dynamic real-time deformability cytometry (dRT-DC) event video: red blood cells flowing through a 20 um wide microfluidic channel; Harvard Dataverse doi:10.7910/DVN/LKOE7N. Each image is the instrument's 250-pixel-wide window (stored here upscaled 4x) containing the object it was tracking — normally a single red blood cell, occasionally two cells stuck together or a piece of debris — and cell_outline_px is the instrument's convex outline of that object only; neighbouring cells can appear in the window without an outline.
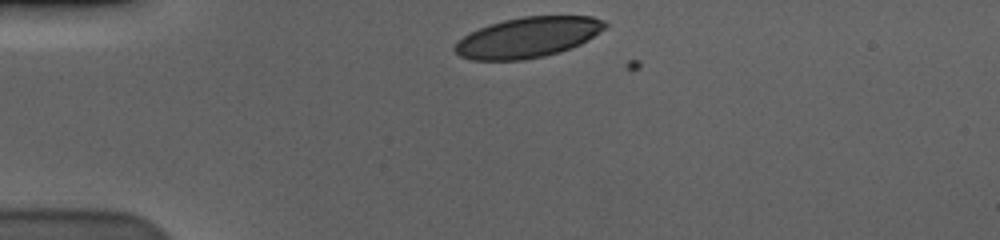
{"species": "human", "species_latin": "Homo sapiens", "temperature_condition": "cold", "stored_images_in_passage": 35, "camera_frame_rate_fps": 3000, "um_per_image_px": 0.085, "donor": {"sex": "male"}, "frame": {"image": 1, "passage_image": 1, "time_ms": 0.0, "image_size_px": [1000, 240], "cell_outline_px": [[608, 24], [600, 32], [588, 40], [580, 44], [544, 56], [524, 60], [472, 60], [460, 56], [452, 48], [468, 32], [488, 24], [504, 20], [524, 16], [592, 16], [604, 20]], "centroid_in_image_um": [44.85, 3.17], "position_along_channel_um": 40.1, "area_um2": 35.26}}
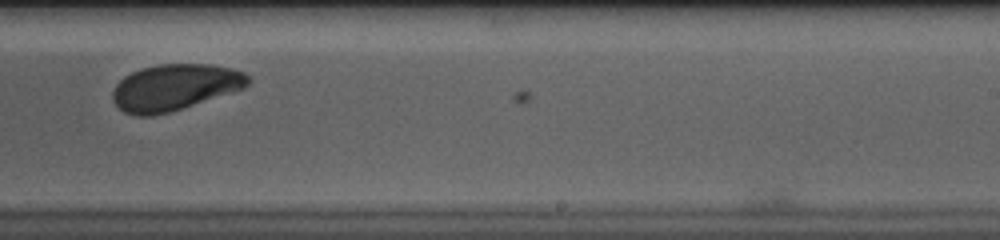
{"frame": {"image": 2, "passage_image": 24, "time_ms": 7.667, "image_size_px": [1000, 240], "cell_outline_px": [[252, 80], [244, 88], [168, 112], [152, 116], [136, 116], [124, 112], [112, 100], [112, 92], [116, 84], [124, 76], [140, 68], [160, 64], [208, 64], [232, 68], [244, 72]], "centroid_in_image_um": [14.83, 7.41], "position_along_channel_um": 274.2, "area_um2": 36.3}}
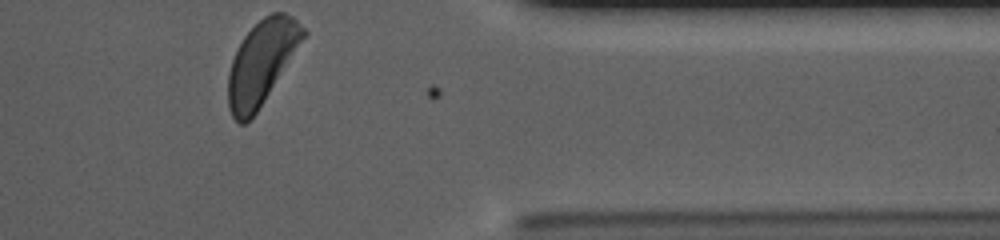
{"frame": {"image": 3, "passage_image": 35, "time_ms": 11.333, "image_size_px": [1000, 240], "cell_outline_px": [[308, 32], [264, 100], [256, 112], [244, 124], [240, 124], [232, 116], [228, 108], [228, 72], [232, 60], [244, 36], [264, 16], [272, 12], [284, 12], [292, 16]], "centroid_in_image_um": [22.22, 5.3], "position_along_channel_um": 389.2, "area_um2": 35.84}, "authors_computed_cell_mechanics": {"area_um2": 37.281, "velocity_mm_per_s": 3.5495, "shape_relaxation_time_tau1_ms": 3.0862, "shape_relaxation_time_tau2_ms": null, "deformation_change_tau1": 0.1141, "deformation_change_tau2": null}}